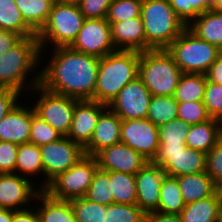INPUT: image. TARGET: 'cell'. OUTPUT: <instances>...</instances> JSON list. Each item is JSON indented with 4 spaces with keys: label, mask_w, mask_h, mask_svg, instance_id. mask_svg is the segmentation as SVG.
<instances>
[{
    "label": "cell",
    "mask_w": 222,
    "mask_h": 222,
    "mask_svg": "<svg viewBox=\"0 0 222 222\" xmlns=\"http://www.w3.org/2000/svg\"><path fill=\"white\" fill-rule=\"evenodd\" d=\"M51 49L50 60L44 65L41 63L39 85L77 100H94L99 58L71 47Z\"/></svg>",
    "instance_id": "1"
},
{
    "label": "cell",
    "mask_w": 222,
    "mask_h": 222,
    "mask_svg": "<svg viewBox=\"0 0 222 222\" xmlns=\"http://www.w3.org/2000/svg\"><path fill=\"white\" fill-rule=\"evenodd\" d=\"M40 52L37 36H31L23 37L11 49L2 53L0 55V88L14 89L24 95L38 85L39 68L42 62Z\"/></svg>",
    "instance_id": "2"
},
{
    "label": "cell",
    "mask_w": 222,
    "mask_h": 222,
    "mask_svg": "<svg viewBox=\"0 0 222 222\" xmlns=\"http://www.w3.org/2000/svg\"><path fill=\"white\" fill-rule=\"evenodd\" d=\"M139 52L117 50L99 58L94 101L108 106L120 90L138 77Z\"/></svg>",
    "instance_id": "3"
},
{
    "label": "cell",
    "mask_w": 222,
    "mask_h": 222,
    "mask_svg": "<svg viewBox=\"0 0 222 222\" xmlns=\"http://www.w3.org/2000/svg\"><path fill=\"white\" fill-rule=\"evenodd\" d=\"M141 19L146 51L166 49L187 28L172 9L169 0H143Z\"/></svg>",
    "instance_id": "4"
},
{
    "label": "cell",
    "mask_w": 222,
    "mask_h": 222,
    "mask_svg": "<svg viewBox=\"0 0 222 222\" xmlns=\"http://www.w3.org/2000/svg\"><path fill=\"white\" fill-rule=\"evenodd\" d=\"M182 74L167 49L139 52L138 78L152 96H173Z\"/></svg>",
    "instance_id": "5"
},
{
    "label": "cell",
    "mask_w": 222,
    "mask_h": 222,
    "mask_svg": "<svg viewBox=\"0 0 222 222\" xmlns=\"http://www.w3.org/2000/svg\"><path fill=\"white\" fill-rule=\"evenodd\" d=\"M84 20L85 17L81 13L79 5L55 2L46 24L37 33L41 49L40 60L48 59L43 55H47L45 49L48 50L49 46L51 48L70 47L77 38Z\"/></svg>",
    "instance_id": "6"
},
{
    "label": "cell",
    "mask_w": 222,
    "mask_h": 222,
    "mask_svg": "<svg viewBox=\"0 0 222 222\" xmlns=\"http://www.w3.org/2000/svg\"><path fill=\"white\" fill-rule=\"evenodd\" d=\"M182 73L206 74L222 50L186 28L167 48Z\"/></svg>",
    "instance_id": "7"
},
{
    "label": "cell",
    "mask_w": 222,
    "mask_h": 222,
    "mask_svg": "<svg viewBox=\"0 0 222 222\" xmlns=\"http://www.w3.org/2000/svg\"><path fill=\"white\" fill-rule=\"evenodd\" d=\"M97 168L96 158L85 155L70 169L53 178L44 191L59 200L85 197Z\"/></svg>",
    "instance_id": "8"
},
{
    "label": "cell",
    "mask_w": 222,
    "mask_h": 222,
    "mask_svg": "<svg viewBox=\"0 0 222 222\" xmlns=\"http://www.w3.org/2000/svg\"><path fill=\"white\" fill-rule=\"evenodd\" d=\"M30 92L34 93V97L35 95H39L34 100L35 104L31 101L35 114L60 134L67 136L72 125L75 103L78 100L48 91L39 84Z\"/></svg>",
    "instance_id": "9"
},
{
    "label": "cell",
    "mask_w": 222,
    "mask_h": 222,
    "mask_svg": "<svg viewBox=\"0 0 222 222\" xmlns=\"http://www.w3.org/2000/svg\"><path fill=\"white\" fill-rule=\"evenodd\" d=\"M206 153L186 145H159L153 164L160 166L166 175L179 177L206 171Z\"/></svg>",
    "instance_id": "10"
},
{
    "label": "cell",
    "mask_w": 222,
    "mask_h": 222,
    "mask_svg": "<svg viewBox=\"0 0 222 222\" xmlns=\"http://www.w3.org/2000/svg\"><path fill=\"white\" fill-rule=\"evenodd\" d=\"M40 151L44 169V189L59 173L67 171L85 156L84 148L67 136L41 145Z\"/></svg>",
    "instance_id": "11"
},
{
    "label": "cell",
    "mask_w": 222,
    "mask_h": 222,
    "mask_svg": "<svg viewBox=\"0 0 222 222\" xmlns=\"http://www.w3.org/2000/svg\"><path fill=\"white\" fill-rule=\"evenodd\" d=\"M70 47L98 58L117 51L112 41L111 25L106 18H85L77 38Z\"/></svg>",
    "instance_id": "12"
},
{
    "label": "cell",
    "mask_w": 222,
    "mask_h": 222,
    "mask_svg": "<svg viewBox=\"0 0 222 222\" xmlns=\"http://www.w3.org/2000/svg\"><path fill=\"white\" fill-rule=\"evenodd\" d=\"M121 142L152 161L159 147V131L149 119L122 120Z\"/></svg>",
    "instance_id": "13"
},
{
    "label": "cell",
    "mask_w": 222,
    "mask_h": 222,
    "mask_svg": "<svg viewBox=\"0 0 222 222\" xmlns=\"http://www.w3.org/2000/svg\"><path fill=\"white\" fill-rule=\"evenodd\" d=\"M151 93L137 77L126 84L108 107L121 119H146Z\"/></svg>",
    "instance_id": "14"
},
{
    "label": "cell",
    "mask_w": 222,
    "mask_h": 222,
    "mask_svg": "<svg viewBox=\"0 0 222 222\" xmlns=\"http://www.w3.org/2000/svg\"><path fill=\"white\" fill-rule=\"evenodd\" d=\"M41 191L37 183L16 173L0 174V208L22 210L33 206Z\"/></svg>",
    "instance_id": "15"
},
{
    "label": "cell",
    "mask_w": 222,
    "mask_h": 222,
    "mask_svg": "<svg viewBox=\"0 0 222 222\" xmlns=\"http://www.w3.org/2000/svg\"><path fill=\"white\" fill-rule=\"evenodd\" d=\"M98 168L109 172L136 175L148 161L137 151L119 142L99 151L95 156Z\"/></svg>",
    "instance_id": "16"
},
{
    "label": "cell",
    "mask_w": 222,
    "mask_h": 222,
    "mask_svg": "<svg viewBox=\"0 0 222 222\" xmlns=\"http://www.w3.org/2000/svg\"><path fill=\"white\" fill-rule=\"evenodd\" d=\"M165 175L163 169L151 161L145 164L135 175L136 205L145 214L157 211L162 180Z\"/></svg>",
    "instance_id": "17"
},
{
    "label": "cell",
    "mask_w": 222,
    "mask_h": 222,
    "mask_svg": "<svg viewBox=\"0 0 222 222\" xmlns=\"http://www.w3.org/2000/svg\"><path fill=\"white\" fill-rule=\"evenodd\" d=\"M107 107L94 100H78L67 137L84 148L92 138L100 114Z\"/></svg>",
    "instance_id": "18"
},
{
    "label": "cell",
    "mask_w": 222,
    "mask_h": 222,
    "mask_svg": "<svg viewBox=\"0 0 222 222\" xmlns=\"http://www.w3.org/2000/svg\"><path fill=\"white\" fill-rule=\"evenodd\" d=\"M18 104L0 122V141L16 144L29 143L31 118L35 114L31 103ZM30 104V107L27 105Z\"/></svg>",
    "instance_id": "19"
},
{
    "label": "cell",
    "mask_w": 222,
    "mask_h": 222,
    "mask_svg": "<svg viewBox=\"0 0 222 222\" xmlns=\"http://www.w3.org/2000/svg\"><path fill=\"white\" fill-rule=\"evenodd\" d=\"M122 120L107 107L99 116L90 142L84 147L85 155L95 156L99 151L121 142Z\"/></svg>",
    "instance_id": "20"
},
{
    "label": "cell",
    "mask_w": 222,
    "mask_h": 222,
    "mask_svg": "<svg viewBox=\"0 0 222 222\" xmlns=\"http://www.w3.org/2000/svg\"><path fill=\"white\" fill-rule=\"evenodd\" d=\"M109 24L111 25L112 41L116 50L146 51V36L141 17Z\"/></svg>",
    "instance_id": "21"
},
{
    "label": "cell",
    "mask_w": 222,
    "mask_h": 222,
    "mask_svg": "<svg viewBox=\"0 0 222 222\" xmlns=\"http://www.w3.org/2000/svg\"><path fill=\"white\" fill-rule=\"evenodd\" d=\"M35 201L39 202L38 205L33 203L39 222H77L70 201L55 199L44 190L38 193Z\"/></svg>",
    "instance_id": "22"
},
{
    "label": "cell",
    "mask_w": 222,
    "mask_h": 222,
    "mask_svg": "<svg viewBox=\"0 0 222 222\" xmlns=\"http://www.w3.org/2000/svg\"><path fill=\"white\" fill-rule=\"evenodd\" d=\"M15 173L32 180L33 183L37 181V183L40 184L39 181H42L39 188L44 190V169L41 160L40 146L32 143L18 145ZM39 176L42 180H40L41 178ZM34 177L36 179L38 178V180L34 181Z\"/></svg>",
    "instance_id": "23"
},
{
    "label": "cell",
    "mask_w": 222,
    "mask_h": 222,
    "mask_svg": "<svg viewBox=\"0 0 222 222\" xmlns=\"http://www.w3.org/2000/svg\"><path fill=\"white\" fill-rule=\"evenodd\" d=\"M222 138V121L211 118L210 120L188 126L186 146L208 153Z\"/></svg>",
    "instance_id": "24"
},
{
    "label": "cell",
    "mask_w": 222,
    "mask_h": 222,
    "mask_svg": "<svg viewBox=\"0 0 222 222\" xmlns=\"http://www.w3.org/2000/svg\"><path fill=\"white\" fill-rule=\"evenodd\" d=\"M176 178L185 204L196 202L216 193V184L206 171Z\"/></svg>",
    "instance_id": "25"
},
{
    "label": "cell",
    "mask_w": 222,
    "mask_h": 222,
    "mask_svg": "<svg viewBox=\"0 0 222 222\" xmlns=\"http://www.w3.org/2000/svg\"><path fill=\"white\" fill-rule=\"evenodd\" d=\"M187 28L199 39L216 45L222 50V13L214 10L198 15Z\"/></svg>",
    "instance_id": "26"
},
{
    "label": "cell",
    "mask_w": 222,
    "mask_h": 222,
    "mask_svg": "<svg viewBox=\"0 0 222 222\" xmlns=\"http://www.w3.org/2000/svg\"><path fill=\"white\" fill-rule=\"evenodd\" d=\"M221 199L218 194L186 204L179 214L182 222H217Z\"/></svg>",
    "instance_id": "27"
},
{
    "label": "cell",
    "mask_w": 222,
    "mask_h": 222,
    "mask_svg": "<svg viewBox=\"0 0 222 222\" xmlns=\"http://www.w3.org/2000/svg\"><path fill=\"white\" fill-rule=\"evenodd\" d=\"M0 29L19 34L22 38L37 36L25 22L14 0H0Z\"/></svg>",
    "instance_id": "28"
},
{
    "label": "cell",
    "mask_w": 222,
    "mask_h": 222,
    "mask_svg": "<svg viewBox=\"0 0 222 222\" xmlns=\"http://www.w3.org/2000/svg\"><path fill=\"white\" fill-rule=\"evenodd\" d=\"M25 22L38 33L46 24L55 0H14Z\"/></svg>",
    "instance_id": "29"
},
{
    "label": "cell",
    "mask_w": 222,
    "mask_h": 222,
    "mask_svg": "<svg viewBox=\"0 0 222 222\" xmlns=\"http://www.w3.org/2000/svg\"><path fill=\"white\" fill-rule=\"evenodd\" d=\"M185 205L177 178L165 175L157 211L164 214H180Z\"/></svg>",
    "instance_id": "30"
},
{
    "label": "cell",
    "mask_w": 222,
    "mask_h": 222,
    "mask_svg": "<svg viewBox=\"0 0 222 222\" xmlns=\"http://www.w3.org/2000/svg\"><path fill=\"white\" fill-rule=\"evenodd\" d=\"M206 82V74L183 73L173 96L178 102L203 101Z\"/></svg>",
    "instance_id": "31"
},
{
    "label": "cell",
    "mask_w": 222,
    "mask_h": 222,
    "mask_svg": "<svg viewBox=\"0 0 222 222\" xmlns=\"http://www.w3.org/2000/svg\"><path fill=\"white\" fill-rule=\"evenodd\" d=\"M146 118L157 127L178 118V101L174 96H151Z\"/></svg>",
    "instance_id": "32"
},
{
    "label": "cell",
    "mask_w": 222,
    "mask_h": 222,
    "mask_svg": "<svg viewBox=\"0 0 222 222\" xmlns=\"http://www.w3.org/2000/svg\"><path fill=\"white\" fill-rule=\"evenodd\" d=\"M114 203L136 204L137 189L135 175L122 172H109Z\"/></svg>",
    "instance_id": "33"
},
{
    "label": "cell",
    "mask_w": 222,
    "mask_h": 222,
    "mask_svg": "<svg viewBox=\"0 0 222 222\" xmlns=\"http://www.w3.org/2000/svg\"><path fill=\"white\" fill-rule=\"evenodd\" d=\"M85 197L90 201L105 206L114 203L111 182L109 180V171L97 168Z\"/></svg>",
    "instance_id": "34"
},
{
    "label": "cell",
    "mask_w": 222,
    "mask_h": 222,
    "mask_svg": "<svg viewBox=\"0 0 222 222\" xmlns=\"http://www.w3.org/2000/svg\"><path fill=\"white\" fill-rule=\"evenodd\" d=\"M69 201L77 222H105L107 206L90 201L86 197Z\"/></svg>",
    "instance_id": "35"
},
{
    "label": "cell",
    "mask_w": 222,
    "mask_h": 222,
    "mask_svg": "<svg viewBox=\"0 0 222 222\" xmlns=\"http://www.w3.org/2000/svg\"><path fill=\"white\" fill-rule=\"evenodd\" d=\"M142 0H113L109 6L106 20L109 23L126 21L141 17Z\"/></svg>",
    "instance_id": "36"
},
{
    "label": "cell",
    "mask_w": 222,
    "mask_h": 222,
    "mask_svg": "<svg viewBox=\"0 0 222 222\" xmlns=\"http://www.w3.org/2000/svg\"><path fill=\"white\" fill-rule=\"evenodd\" d=\"M178 18L187 27L198 15L211 10L206 0H169Z\"/></svg>",
    "instance_id": "37"
},
{
    "label": "cell",
    "mask_w": 222,
    "mask_h": 222,
    "mask_svg": "<svg viewBox=\"0 0 222 222\" xmlns=\"http://www.w3.org/2000/svg\"><path fill=\"white\" fill-rule=\"evenodd\" d=\"M159 145H186L188 125L176 118L158 127Z\"/></svg>",
    "instance_id": "38"
},
{
    "label": "cell",
    "mask_w": 222,
    "mask_h": 222,
    "mask_svg": "<svg viewBox=\"0 0 222 222\" xmlns=\"http://www.w3.org/2000/svg\"><path fill=\"white\" fill-rule=\"evenodd\" d=\"M145 215L136 204L113 203L107 206L105 222H144Z\"/></svg>",
    "instance_id": "39"
},
{
    "label": "cell",
    "mask_w": 222,
    "mask_h": 222,
    "mask_svg": "<svg viewBox=\"0 0 222 222\" xmlns=\"http://www.w3.org/2000/svg\"><path fill=\"white\" fill-rule=\"evenodd\" d=\"M63 137L56 129L34 114L31 118L29 143L41 146Z\"/></svg>",
    "instance_id": "40"
},
{
    "label": "cell",
    "mask_w": 222,
    "mask_h": 222,
    "mask_svg": "<svg viewBox=\"0 0 222 222\" xmlns=\"http://www.w3.org/2000/svg\"><path fill=\"white\" fill-rule=\"evenodd\" d=\"M178 119L188 126L211 119L203 101L178 102Z\"/></svg>",
    "instance_id": "41"
},
{
    "label": "cell",
    "mask_w": 222,
    "mask_h": 222,
    "mask_svg": "<svg viewBox=\"0 0 222 222\" xmlns=\"http://www.w3.org/2000/svg\"><path fill=\"white\" fill-rule=\"evenodd\" d=\"M203 103L211 118L222 121V85L207 80Z\"/></svg>",
    "instance_id": "42"
},
{
    "label": "cell",
    "mask_w": 222,
    "mask_h": 222,
    "mask_svg": "<svg viewBox=\"0 0 222 222\" xmlns=\"http://www.w3.org/2000/svg\"><path fill=\"white\" fill-rule=\"evenodd\" d=\"M206 173L217 184L222 180V138L206 154Z\"/></svg>",
    "instance_id": "43"
},
{
    "label": "cell",
    "mask_w": 222,
    "mask_h": 222,
    "mask_svg": "<svg viewBox=\"0 0 222 222\" xmlns=\"http://www.w3.org/2000/svg\"><path fill=\"white\" fill-rule=\"evenodd\" d=\"M18 144L0 141V174L15 173Z\"/></svg>",
    "instance_id": "44"
},
{
    "label": "cell",
    "mask_w": 222,
    "mask_h": 222,
    "mask_svg": "<svg viewBox=\"0 0 222 222\" xmlns=\"http://www.w3.org/2000/svg\"><path fill=\"white\" fill-rule=\"evenodd\" d=\"M113 0H81L79 8L85 18L102 19L107 17Z\"/></svg>",
    "instance_id": "45"
},
{
    "label": "cell",
    "mask_w": 222,
    "mask_h": 222,
    "mask_svg": "<svg viewBox=\"0 0 222 222\" xmlns=\"http://www.w3.org/2000/svg\"><path fill=\"white\" fill-rule=\"evenodd\" d=\"M22 94L10 88H0V122L18 104Z\"/></svg>",
    "instance_id": "46"
},
{
    "label": "cell",
    "mask_w": 222,
    "mask_h": 222,
    "mask_svg": "<svg viewBox=\"0 0 222 222\" xmlns=\"http://www.w3.org/2000/svg\"><path fill=\"white\" fill-rule=\"evenodd\" d=\"M21 39L22 37L19 34L0 29V55L11 49Z\"/></svg>",
    "instance_id": "47"
},
{
    "label": "cell",
    "mask_w": 222,
    "mask_h": 222,
    "mask_svg": "<svg viewBox=\"0 0 222 222\" xmlns=\"http://www.w3.org/2000/svg\"><path fill=\"white\" fill-rule=\"evenodd\" d=\"M34 205L22 210H14L12 222H39L37 209Z\"/></svg>",
    "instance_id": "48"
},
{
    "label": "cell",
    "mask_w": 222,
    "mask_h": 222,
    "mask_svg": "<svg viewBox=\"0 0 222 222\" xmlns=\"http://www.w3.org/2000/svg\"><path fill=\"white\" fill-rule=\"evenodd\" d=\"M208 81L222 85V52L206 73Z\"/></svg>",
    "instance_id": "49"
},
{
    "label": "cell",
    "mask_w": 222,
    "mask_h": 222,
    "mask_svg": "<svg viewBox=\"0 0 222 222\" xmlns=\"http://www.w3.org/2000/svg\"><path fill=\"white\" fill-rule=\"evenodd\" d=\"M144 222H182L179 214H164L158 211L147 213Z\"/></svg>",
    "instance_id": "50"
},
{
    "label": "cell",
    "mask_w": 222,
    "mask_h": 222,
    "mask_svg": "<svg viewBox=\"0 0 222 222\" xmlns=\"http://www.w3.org/2000/svg\"><path fill=\"white\" fill-rule=\"evenodd\" d=\"M14 210L0 208V222H12Z\"/></svg>",
    "instance_id": "51"
},
{
    "label": "cell",
    "mask_w": 222,
    "mask_h": 222,
    "mask_svg": "<svg viewBox=\"0 0 222 222\" xmlns=\"http://www.w3.org/2000/svg\"><path fill=\"white\" fill-rule=\"evenodd\" d=\"M211 10L222 13V0H214Z\"/></svg>",
    "instance_id": "52"
},
{
    "label": "cell",
    "mask_w": 222,
    "mask_h": 222,
    "mask_svg": "<svg viewBox=\"0 0 222 222\" xmlns=\"http://www.w3.org/2000/svg\"><path fill=\"white\" fill-rule=\"evenodd\" d=\"M55 2H59L62 4L79 5L81 0H55Z\"/></svg>",
    "instance_id": "53"
},
{
    "label": "cell",
    "mask_w": 222,
    "mask_h": 222,
    "mask_svg": "<svg viewBox=\"0 0 222 222\" xmlns=\"http://www.w3.org/2000/svg\"><path fill=\"white\" fill-rule=\"evenodd\" d=\"M216 193L218 194L219 198L222 200V180L216 184Z\"/></svg>",
    "instance_id": "54"
},
{
    "label": "cell",
    "mask_w": 222,
    "mask_h": 222,
    "mask_svg": "<svg viewBox=\"0 0 222 222\" xmlns=\"http://www.w3.org/2000/svg\"><path fill=\"white\" fill-rule=\"evenodd\" d=\"M217 222H222V200L219 206L218 220Z\"/></svg>",
    "instance_id": "55"
},
{
    "label": "cell",
    "mask_w": 222,
    "mask_h": 222,
    "mask_svg": "<svg viewBox=\"0 0 222 222\" xmlns=\"http://www.w3.org/2000/svg\"><path fill=\"white\" fill-rule=\"evenodd\" d=\"M206 2H207L210 6H212L213 3H214V0H206Z\"/></svg>",
    "instance_id": "56"
}]
</instances>
